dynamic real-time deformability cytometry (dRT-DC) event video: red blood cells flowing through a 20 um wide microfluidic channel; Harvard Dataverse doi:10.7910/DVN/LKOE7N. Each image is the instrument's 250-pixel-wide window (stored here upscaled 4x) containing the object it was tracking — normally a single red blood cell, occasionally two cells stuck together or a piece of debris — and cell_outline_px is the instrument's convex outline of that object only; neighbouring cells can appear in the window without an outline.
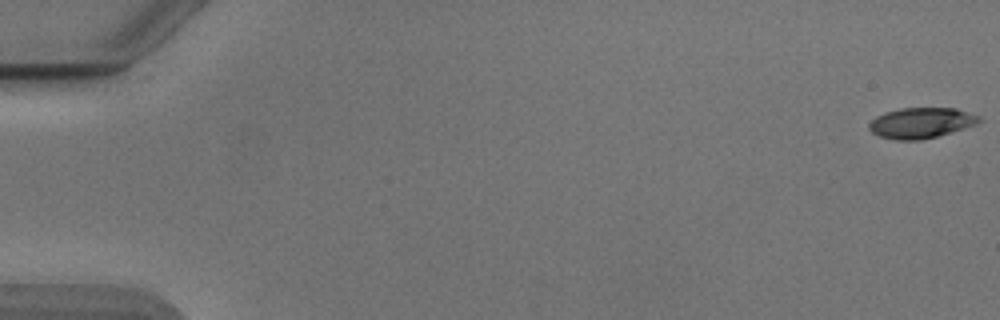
{"species": "Egyptian fruit bat (a non-hibernating species)", "species_latin": "Rousettus aegyptiacus", "temperature_condition": "cold", "stored_images_in_passage": 54, "camera_frame_rate_fps": 3000, "um_per_image_px": 0.085, "animal": {"sex": "male"}, "frame": {"image": 1, "passage_image": 1, "time_ms": 0.0, "image_size_px": [1000, 320], "cell_outline_px": [[980, 120], [976, 124], [964, 128], [936, 136], [920, 140], [896, 140], [880, 136], [872, 132], [868, 128], [868, 124], [876, 116], [884, 112], [900, 108], [956, 108], [980, 116]], "centroid_in_image_um": [78.26, 10.44], "position_along_channel_um": 6.7, "area_um2": 19.48}}
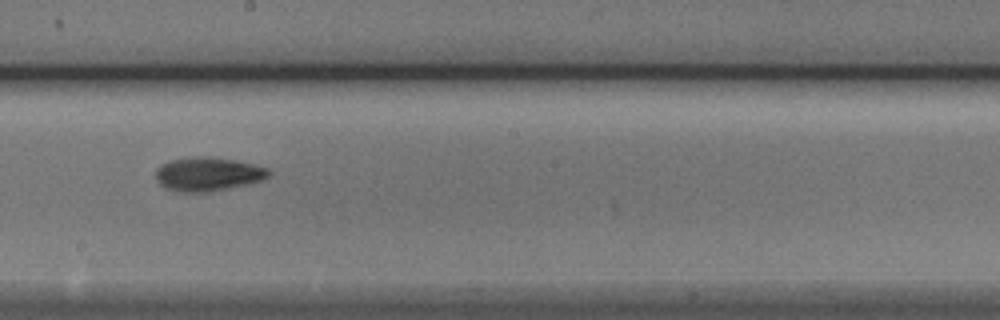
{"frame": {"image": 2, "passage_image": 31, "time_ms": 10.0, "image_size_px": [1000, 320], "cell_outline_px": [[272, 172], [264, 180], [248, 184], [208, 192], [176, 192], [164, 188], [156, 180], [156, 168], [160, 164], [168, 160], [192, 156], [208, 156], [232, 160], [252, 164], [268, 168]], "centroid_in_image_um": [17.63, 14.8], "position_along_channel_um": 230.6, "area_um2": 22.54}}
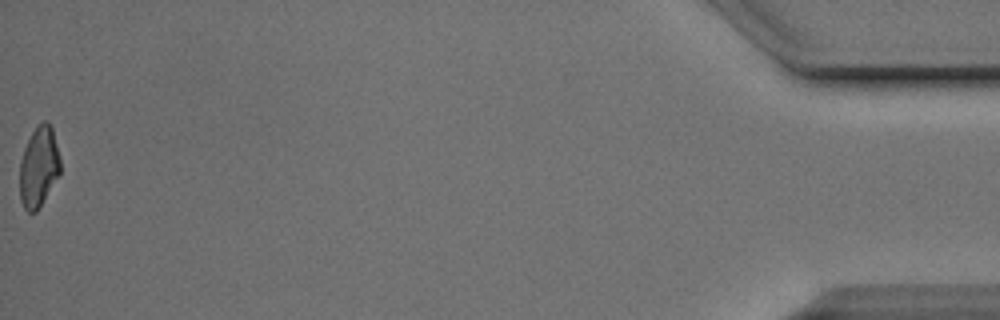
{"frame": {"image": 3, "passage_image": 54, "time_ms": 17.667, "image_size_px": [1000, 320], "cell_outline_px": [[60, 172], [36, 212], [28, 212], [24, 208], [20, 200], [20, 160], [24, 148], [36, 124], [44, 120], [48, 120], [52, 128], [60, 160]], "centroid_in_image_um": [3.28, 14.15], "position_along_channel_um": 431.9, "area_um2": 18.84}, "authors_computed_cell_mechanics": {"area_um2": 20.3167, "velocity_mm_per_s": 3.8936, "shape_relaxation_time_tau1_ms": 4.1808, "shape_relaxation_time_tau2_ms": 6.5469, "deformation_change_tau1": 0.136, "deformation_change_tau2": 0.1513}}